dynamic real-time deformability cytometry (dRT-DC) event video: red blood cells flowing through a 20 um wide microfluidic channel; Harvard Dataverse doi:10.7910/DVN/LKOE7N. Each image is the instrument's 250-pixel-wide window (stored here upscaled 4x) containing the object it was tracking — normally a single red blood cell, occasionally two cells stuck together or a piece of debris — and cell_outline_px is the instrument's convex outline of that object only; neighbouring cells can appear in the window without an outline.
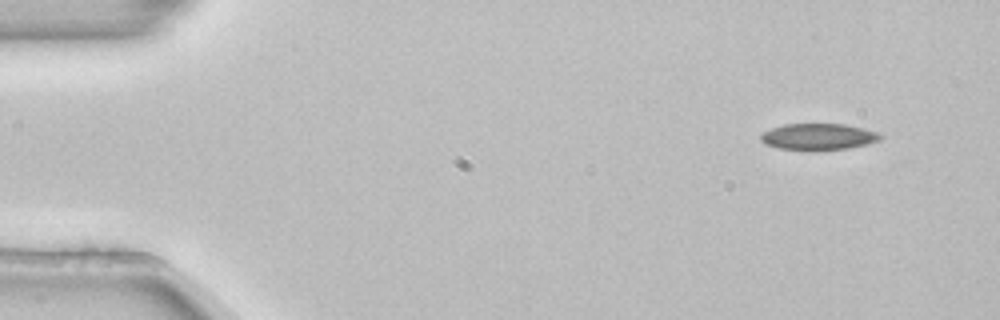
{"species": "common noctule bat (a hibernating species)", "species_latin": "Nyctalus noctula", "temperature_condition": "room temperature", "stored_images_in_passage": 3, "camera_frame_rate_fps": 3000, "um_per_image_px": 0.085, "animal": {"sex": "female", "body_mass_g": 22.7, "forearm_length_mm": 54.2}, "frame": {"image": 1, "passage_image": 1, "time_ms": 0.0, "image_size_px": [1000, 320], "cell_outline_px": [[884, 136], [880, 140], [868, 144], [848, 148], [812, 152], [780, 148], [764, 144], [760, 140], [760, 132], [784, 124], [844, 124], [864, 128], [880, 132]], "centroid_in_image_um": [69.57, 11.64], "position_along_channel_um": 15.4, "area_um2": 19.02}}